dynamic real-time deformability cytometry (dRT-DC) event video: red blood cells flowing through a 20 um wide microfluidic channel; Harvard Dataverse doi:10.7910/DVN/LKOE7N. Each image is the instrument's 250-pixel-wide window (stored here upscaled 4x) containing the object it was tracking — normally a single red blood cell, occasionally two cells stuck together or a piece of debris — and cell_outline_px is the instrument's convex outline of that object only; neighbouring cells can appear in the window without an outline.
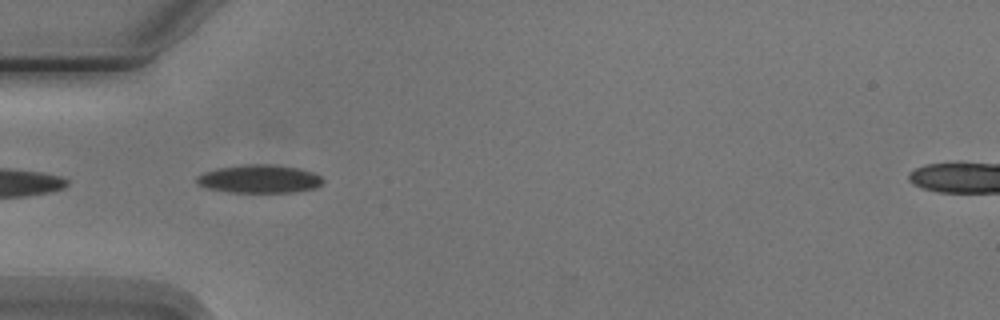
{"species": "Egyptian fruit bat (a non-hibernating species)", "species_latin": "Rousettus aegyptiacus", "temperature_condition": "cold", "stored_images_in_passage": 8, "camera_frame_rate_fps": 3000, "um_per_image_px": 0.085, "animal": {"sex": "male"}, "frame": {"image": 1, "passage_image": 4, "time_ms": 3.667, "image_size_px": [1000, 320], "cell_outline_px": [[324, 180], [320, 184], [312, 188], [292, 192], [228, 192], [208, 188], [196, 184], [196, 176], [204, 172], [220, 168], [244, 164], [272, 164], [300, 168], [312, 172], [320, 176]], "centroid_in_image_um": [22.01, 15.2], "position_along_channel_um": 63.0, "area_um2": 20.63}}
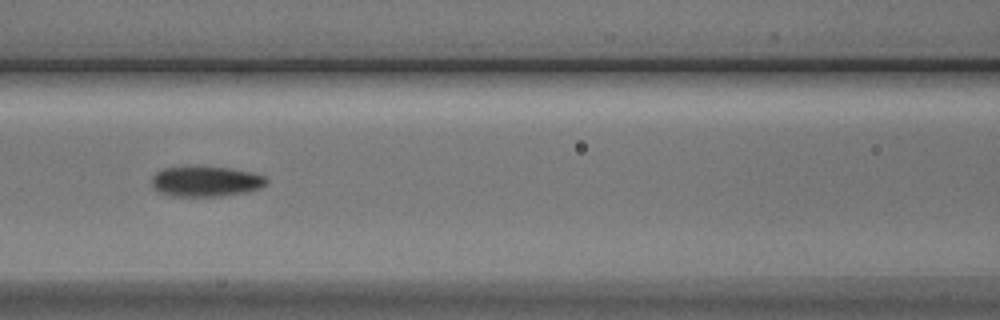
{"frame": {"image": 2, "passage_image": 6, "time_ms": 6.0, "image_size_px": [1000, 320], "cell_outline_px": [[268, 184], [260, 188], [244, 192], [220, 196], [172, 196], [160, 192], [152, 188], [152, 176], [156, 172], [164, 168], [228, 168], [252, 172], [264, 176], [268, 180]], "centroid_in_image_um": [17.5, 15.44], "position_along_channel_um": 149.1, "area_um2": 19.88}}
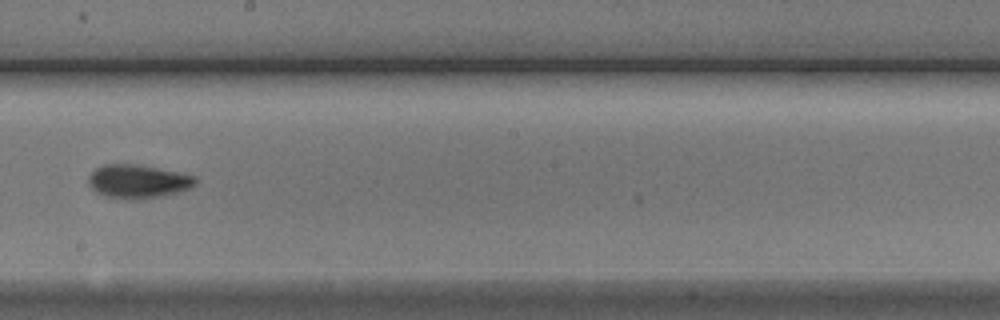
{"frame": {"image": 3, "passage_image": 8, "time_ms": 8.333, "image_size_px": [1000, 320], "cell_outline_px": [[196, 184], [180, 192], [164, 196], [144, 200], [128, 200], [104, 196], [96, 192], [88, 184], [88, 176], [96, 168], [104, 164], [136, 164], [196, 176]], "centroid_in_image_um": [11.71, 15.45], "position_along_channel_um": 236.5, "area_um2": 21.15}}